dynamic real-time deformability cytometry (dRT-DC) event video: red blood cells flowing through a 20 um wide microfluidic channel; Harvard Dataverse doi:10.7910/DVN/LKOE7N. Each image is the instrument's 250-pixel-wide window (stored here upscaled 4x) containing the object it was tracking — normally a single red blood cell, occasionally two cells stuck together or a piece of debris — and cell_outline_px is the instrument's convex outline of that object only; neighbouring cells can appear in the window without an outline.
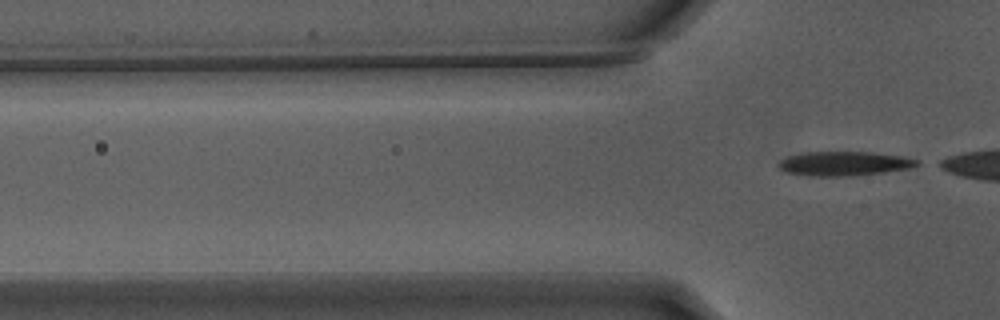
{"species": "Egyptian fruit bat (a non-hibernating species)", "species_latin": "Rousettus aegyptiacus", "temperature_condition": "warm", "stored_images_in_passage": 2, "camera_frame_rate_fps": 3000, "um_per_image_px": 0.085, "animal": {"sex": "male"}, "frame": {"image": 1, "passage_image": 2, "time_ms": 0.333, "image_size_px": [1000, 320], "cell_outline_px": [[920, 164], [912, 168], [884, 172], [852, 176], [808, 176], [784, 172], [776, 164], [780, 160], [788, 156], [804, 152], [868, 152], [904, 156], [920, 160]], "centroid_in_image_um": [71.76, 13.91], "position_along_channel_um": 54.0, "area_um2": 19.83}}